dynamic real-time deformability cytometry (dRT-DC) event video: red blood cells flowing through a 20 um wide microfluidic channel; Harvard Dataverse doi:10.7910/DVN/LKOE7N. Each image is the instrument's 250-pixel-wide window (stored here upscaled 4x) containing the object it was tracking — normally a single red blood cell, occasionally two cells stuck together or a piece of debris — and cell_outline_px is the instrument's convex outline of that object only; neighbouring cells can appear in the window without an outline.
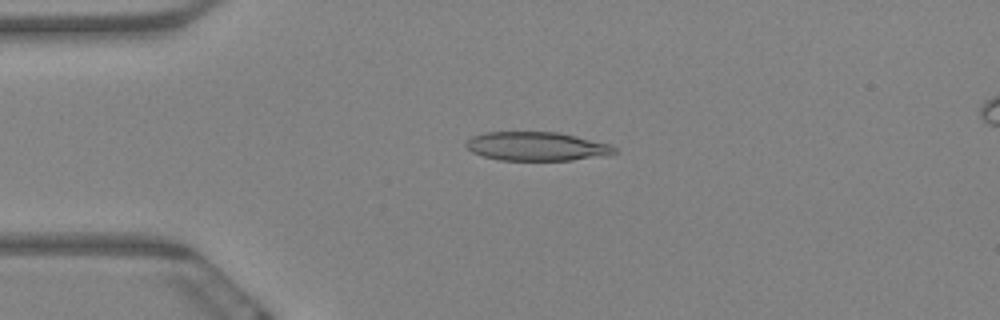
{"species": "Egyptian fruit bat (a non-hibernating species)", "species_latin": "Rousettus aegyptiacus", "temperature_condition": "warm", "stored_images_in_passage": 4, "camera_frame_rate_fps": 3000, "um_per_image_px": 0.085, "animal": {"sex": "female"}, "frame": {"image": 1, "passage_image": 3, "time_ms": 0.667, "image_size_px": [1000, 320], "cell_outline_px": [[616, 152], [608, 156], [572, 160], [500, 160], [484, 156], [472, 152], [464, 144], [472, 136], [484, 132], [560, 132], [612, 144], [616, 148]], "centroid_in_image_um": [45.67, 12.44], "position_along_channel_um": 39.3, "area_um2": 25.14}}